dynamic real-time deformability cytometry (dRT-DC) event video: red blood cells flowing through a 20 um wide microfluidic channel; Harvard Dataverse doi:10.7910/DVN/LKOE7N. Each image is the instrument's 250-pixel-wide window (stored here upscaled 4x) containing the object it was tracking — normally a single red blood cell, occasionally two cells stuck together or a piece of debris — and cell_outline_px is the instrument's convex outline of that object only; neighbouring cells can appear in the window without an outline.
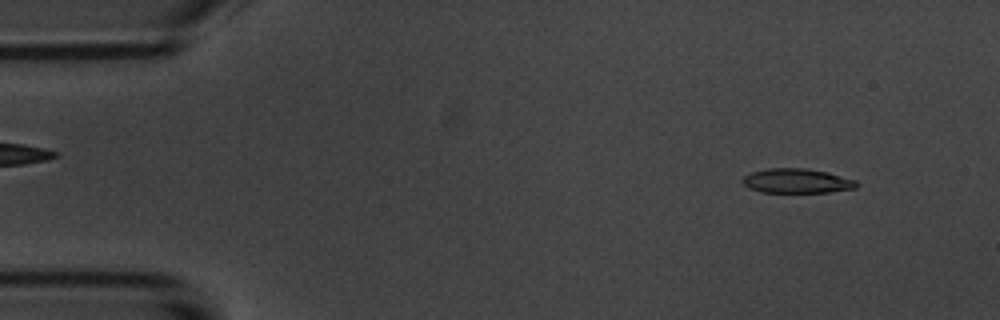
{"species": "common noctule bat (a hibernating species)", "species_latin": "Nyctalus noctula", "temperature_condition": "room temperature", "stored_images_in_passage": 3, "camera_frame_rate_fps": 3000, "um_per_image_px": 0.085, "animal": {"sex": "male", "body_mass_g": 20.1, "forearm_length_mm": 53.5}, "frame": {"image": 1, "passage_image": 1, "time_ms": 0.0, "image_size_px": [1000, 320], "cell_outline_px": [[860, 184], [856, 188], [828, 192], [760, 192], [748, 188], [740, 180], [744, 176], [752, 172], [768, 168], [804, 168], [828, 172], [856, 180]], "centroid_in_image_um": [67.73, 15.37], "position_along_channel_um": 17.3, "area_um2": 16.36}}
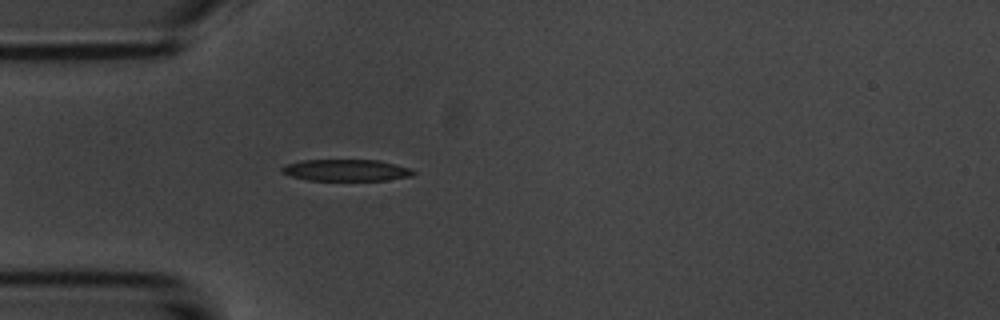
{"frame": {"image": 2, "passage_image": 3, "time_ms": 3.333, "image_size_px": [1000, 320], "cell_outline_px": [[416, 172], [412, 176], [388, 180], [308, 180], [292, 176], [280, 172], [280, 168], [284, 164], [300, 160], [380, 160], [412, 168]], "centroid_in_image_um": [29.43, 14.46], "position_along_channel_um": 55.6, "area_um2": 16.76}}